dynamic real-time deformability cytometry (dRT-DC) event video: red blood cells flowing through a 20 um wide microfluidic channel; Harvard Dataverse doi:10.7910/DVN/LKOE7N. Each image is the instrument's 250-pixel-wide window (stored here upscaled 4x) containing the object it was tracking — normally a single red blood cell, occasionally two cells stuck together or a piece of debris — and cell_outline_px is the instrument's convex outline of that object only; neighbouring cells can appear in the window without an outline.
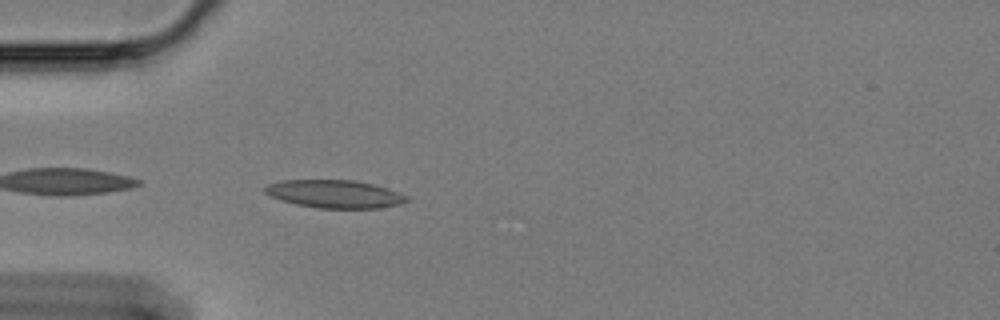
{"species": "Egyptian fruit bat (a non-hibernating species)", "species_latin": "Rousettus aegyptiacus", "temperature_condition": "cold", "stored_images_in_passage": 44, "camera_frame_rate_fps": 3000, "um_per_image_px": 0.085, "animal": {"sex": "female"}, "frame": {"image": 1, "passage_image": 2, "time_ms": 0.333, "image_size_px": [1000, 320], "cell_outline_px": [[408, 200], [400, 204], [380, 208], [316, 208], [296, 204], [280, 200], [264, 192], [264, 188], [268, 184], [280, 180], [352, 180], [372, 184], [388, 188], [408, 196]], "centroid_in_image_um": [28.44, 16.49], "position_along_channel_um": 56.6, "area_um2": 23.06}}
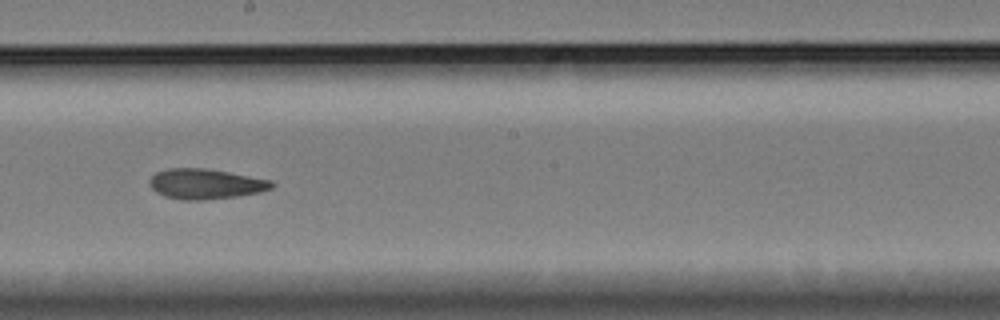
{"frame": {"image": 2, "passage_image": 18, "time_ms": 5.667, "image_size_px": [1000, 320], "cell_outline_px": [[276, 184], [272, 188], [260, 192], [236, 196], [204, 200], [180, 200], [164, 196], [156, 192], [152, 188], [152, 176], [156, 172], [168, 168], [204, 168], [228, 172], [272, 180]], "centroid_in_image_um": [17.5, 15.64], "position_along_channel_um": 230.7, "area_um2": 21.39}}
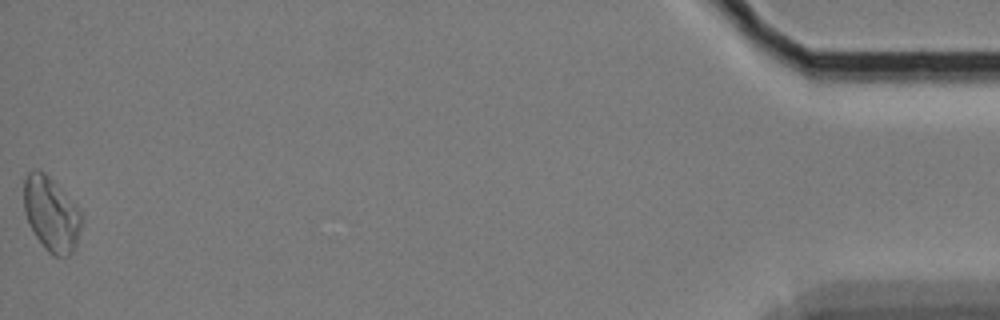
{"frame": {"image": 3, "passage_image": 44, "time_ms": 14.333, "image_size_px": [1000, 320], "cell_outline_px": [[84, 220], [76, 244], [72, 252], [68, 256], [52, 256], [44, 248], [28, 224], [24, 212], [24, 180], [28, 172], [44, 172], [76, 204], [84, 216]], "centroid_in_image_um": [4.38, 18.24], "position_along_channel_um": 430.8, "area_um2": 25.09}, "authors_computed_cell_mechanics": {"area_um2": 21.5305, "velocity_mm_per_s": 3.3663, "shape_relaxation_time_tau1_ms": null, "shape_relaxation_time_tau2_ms": 4.8431, "deformation_change_tau1": null, "deformation_change_tau2": 0.1108}}